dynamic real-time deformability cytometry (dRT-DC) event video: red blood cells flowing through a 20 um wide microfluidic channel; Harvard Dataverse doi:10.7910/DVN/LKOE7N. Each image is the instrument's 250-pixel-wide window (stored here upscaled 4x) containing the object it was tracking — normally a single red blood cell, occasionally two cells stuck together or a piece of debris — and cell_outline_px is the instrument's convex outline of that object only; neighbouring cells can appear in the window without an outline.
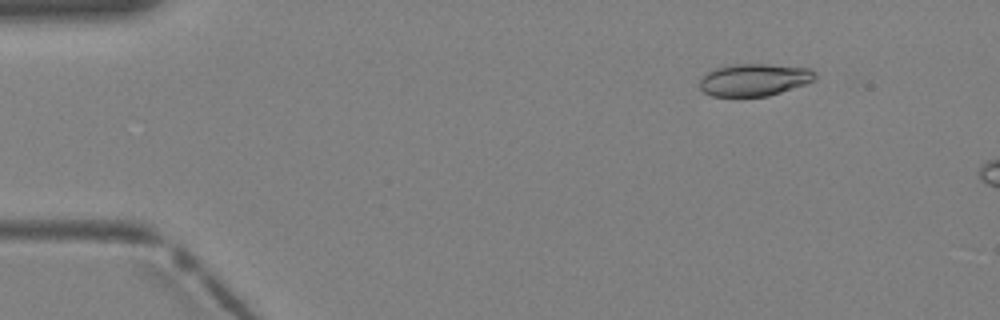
{"species": "Egyptian fruit bat (a non-hibernating species)", "species_latin": "Rousettus aegyptiacus", "temperature_condition": "warm", "stored_images_in_passage": 3, "camera_frame_rate_fps": 3000, "um_per_image_px": 0.085, "animal": {"sex": "female"}, "frame": {"image": 1, "passage_image": 2, "time_ms": 0.333, "image_size_px": [1000, 320], "cell_outline_px": [[816, 80], [808, 84], [768, 96], [712, 96], [704, 92], [700, 88], [700, 80], [708, 72], [716, 68], [732, 64], [768, 64], [808, 68], [816, 72]], "centroid_in_image_um": [64.16, 6.78], "position_along_channel_um": 20.8, "area_um2": 21.79}}